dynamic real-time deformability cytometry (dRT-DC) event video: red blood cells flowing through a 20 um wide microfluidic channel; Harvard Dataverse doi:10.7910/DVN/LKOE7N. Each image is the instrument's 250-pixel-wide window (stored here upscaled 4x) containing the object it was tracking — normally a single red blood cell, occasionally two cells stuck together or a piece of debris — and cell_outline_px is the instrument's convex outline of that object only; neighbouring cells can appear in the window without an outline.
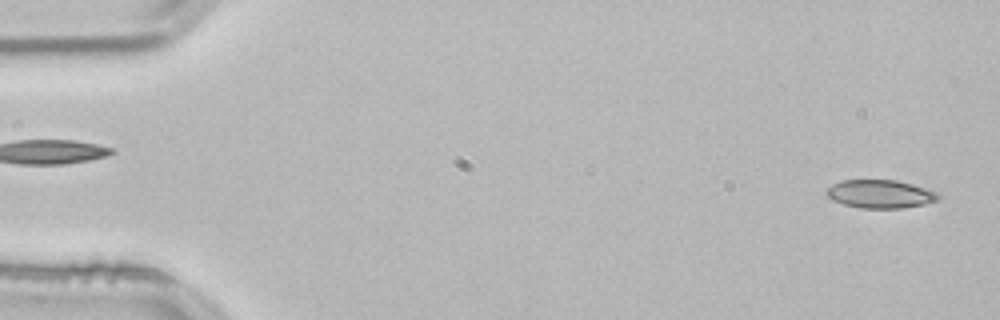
{"species": "common noctule bat (a hibernating species)", "species_latin": "Nyctalus noctula", "temperature_condition": "room temperature", "stored_images_in_passage": 52, "camera_frame_rate_fps": 3000, "um_per_image_px": 0.085, "animal": {"sex": "male", "body_mass_g": 21.5, "forearm_length_mm": 52.0}, "frame": {"image": 1, "passage_image": 1, "time_ms": 0.0, "image_size_px": [1000, 320], "cell_outline_px": [[940, 196], [936, 200], [924, 204], [900, 208], [864, 208], [844, 204], [832, 200], [824, 192], [832, 184], [840, 180], [896, 180], [912, 184], [936, 192]], "centroid_in_image_um": [74.77, 16.48], "position_along_channel_um": 10.2, "area_um2": 18.21}}
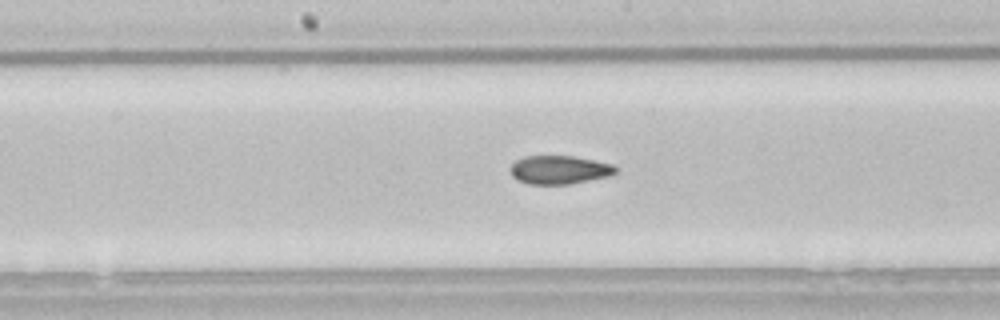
{"frame": {"image": 2, "passage_image": 26, "time_ms": 8.333, "image_size_px": [1000, 320], "cell_outline_px": [[616, 172], [608, 176], [568, 184], [528, 184], [516, 180], [512, 176], [512, 164], [516, 160], [524, 156], [572, 156], [612, 164], [616, 168]], "centroid_in_image_um": [47.51, 14.43], "position_along_channel_um": 200.7, "area_um2": 17.22}}
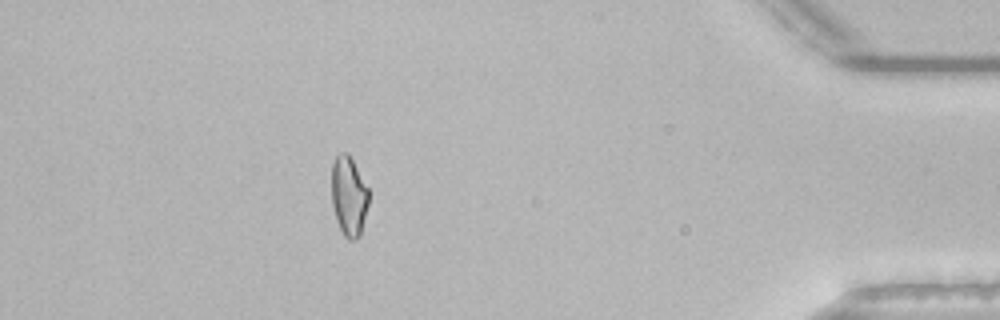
{"frame": {"image": 3, "passage_image": 46, "time_ms": 15.0, "image_size_px": [1000, 320], "cell_outline_px": [[368, 204], [360, 236], [356, 240], [348, 240], [344, 236], [336, 220], [332, 204], [332, 164], [336, 156], [340, 152], [348, 152], [368, 188]], "centroid_in_image_um": [29.64, 16.68], "position_along_channel_um": 405.6, "area_um2": 17.22}, "authors_computed_cell_mechanics": {"area_um2": 17.9758, "velocity_mm_per_s": 3.8363, "shape_relaxation_time_tau1_ms": 6.72, "shape_relaxation_time_tau2_ms": 3.1149, "deformation_change_tau1": 0.1532, "deformation_change_tau2": 0.0834}}